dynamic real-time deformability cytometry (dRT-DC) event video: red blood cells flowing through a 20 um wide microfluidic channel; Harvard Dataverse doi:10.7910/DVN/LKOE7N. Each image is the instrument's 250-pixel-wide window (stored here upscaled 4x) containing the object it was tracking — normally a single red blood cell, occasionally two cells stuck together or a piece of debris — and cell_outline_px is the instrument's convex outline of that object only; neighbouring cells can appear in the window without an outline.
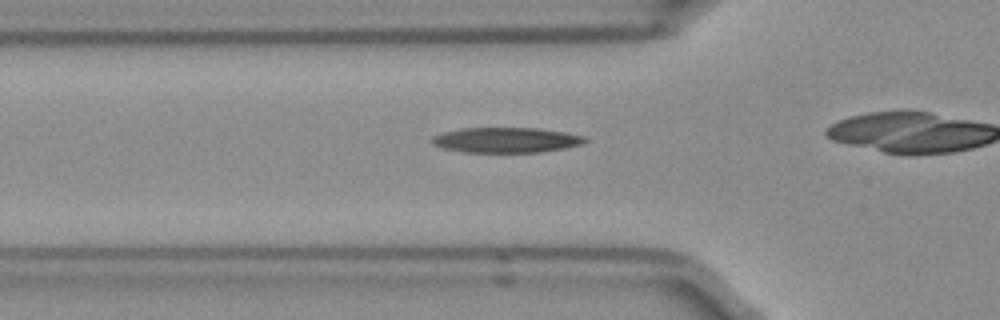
{"species": "Egyptian fruit bat (a non-hibernating species)", "species_latin": "Rousettus aegyptiacus", "temperature_condition": "room temperature", "stored_images_in_passage": 8, "camera_frame_rate_fps": 3000, "um_per_image_px": 0.085, "frame": {"image": 1, "passage_image": 3, "time_ms": 0.667, "image_size_px": [1000, 320], "cell_outline_px": [[588, 140], [584, 144], [564, 148], [540, 152], [464, 152], [444, 148], [432, 144], [432, 136], [444, 132], [460, 128], [540, 128], [564, 132], [584, 136]], "centroid_in_image_um": [43.04, 11.9], "position_along_channel_um": 82.8, "area_um2": 22.48}}